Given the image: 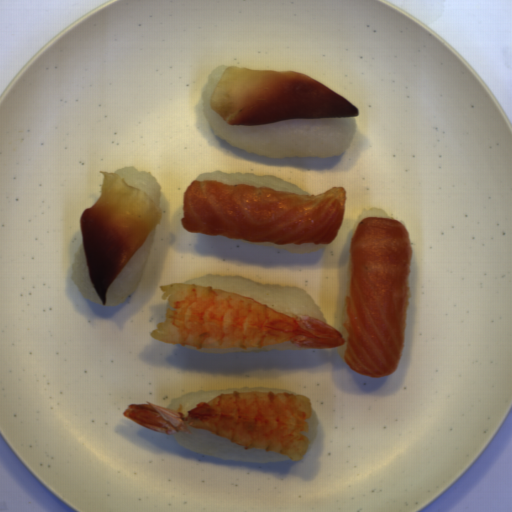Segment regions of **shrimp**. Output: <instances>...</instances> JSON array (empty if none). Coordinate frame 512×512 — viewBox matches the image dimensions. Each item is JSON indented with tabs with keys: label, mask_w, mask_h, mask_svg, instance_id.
<instances>
[{
	"label": "shrimp",
	"mask_w": 512,
	"mask_h": 512,
	"mask_svg": "<svg viewBox=\"0 0 512 512\" xmlns=\"http://www.w3.org/2000/svg\"><path fill=\"white\" fill-rule=\"evenodd\" d=\"M146 401V400H145ZM183 413L151 403H128L123 416L148 429L173 434L191 428L205 429L245 449H263L303 459L312 414L311 398L289 392L232 391L220 393ZM189 425V426H188Z\"/></svg>",
	"instance_id": "2"
},
{
	"label": "shrimp",
	"mask_w": 512,
	"mask_h": 512,
	"mask_svg": "<svg viewBox=\"0 0 512 512\" xmlns=\"http://www.w3.org/2000/svg\"><path fill=\"white\" fill-rule=\"evenodd\" d=\"M166 308L152 339L200 348H248L291 342L299 348L331 349L346 344L333 326L305 314L286 315L237 292L170 282L159 285Z\"/></svg>",
	"instance_id": "1"
}]
</instances>
